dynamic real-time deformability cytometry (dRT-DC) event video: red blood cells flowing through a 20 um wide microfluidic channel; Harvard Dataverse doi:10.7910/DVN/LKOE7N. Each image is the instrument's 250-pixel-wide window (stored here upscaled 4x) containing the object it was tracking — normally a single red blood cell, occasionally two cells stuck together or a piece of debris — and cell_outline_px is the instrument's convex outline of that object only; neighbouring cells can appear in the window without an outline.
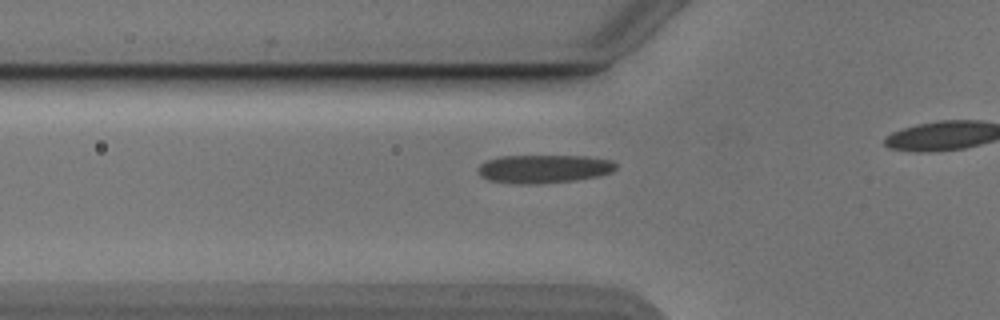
{"species": "Egyptian fruit bat (a non-hibernating species)", "species_latin": "Rousettus aegyptiacus", "temperature_condition": "cold", "stored_images_in_passage": 23, "camera_frame_rate_fps": 3000, "um_per_image_px": 0.085, "animal": {"sex": "male"}, "frame": {"image": 1, "passage_image": 11, "time_ms": 3.333, "image_size_px": [1000, 320], "cell_outline_px": [[616, 168], [612, 172], [600, 176], [576, 180], [532, 184], [516, 184], [488, 180], [480, 176], [476, 172], [476, 168], [480, 164], [488, 160], [500, 156], [588, 156], [612, 160], [616, 164]], "centroid_in_image_um": [46.21, 14.35], "position_along_channel_um": 79.6, "area_um2": 23.0}}
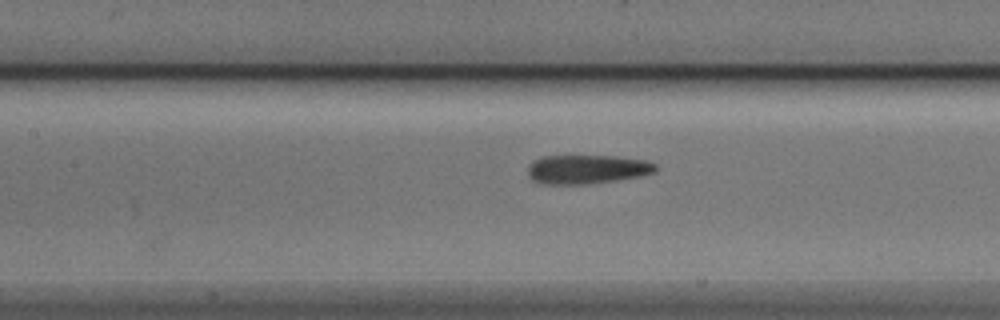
{"frame": {"image": 2, "passage_image": 17, "time_ms": 5.333, "image_size_px": [1000, 320], "cell_outline_px": [[656, 172], [640, 176], [616, 180], [584, 184], [544, 184], [532, 180], [528, 176], [528, 164], [532, 160], [540, 156], [616, 156], [648, 160], [656, 164]], "centroid_in_image_um": [49.87, 14.38], "position_along_channel_um": 157.5, "area_um2": 21.79}}
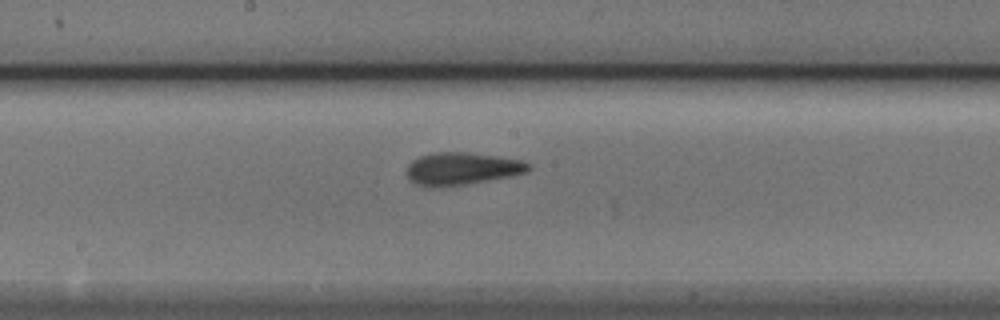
{"frame": {"image": 3, "passage_image": 21, "time_ms": 6.667, "image_size_px": [1000, 320], "cell_outline_px": [[532, 168], [528, 172], [512, 176], [440, 188], [428, 188], [416, 184], [408, 180], [408, 164], [412, 160], [420, 156], [436, 152], [464, 152], [496, 156], [524, 160], [532, 164]], "centroid_in_image_um": [39.28, 14.35], "position_along_channel_um": 208.9, "area_um2": 23.35}}